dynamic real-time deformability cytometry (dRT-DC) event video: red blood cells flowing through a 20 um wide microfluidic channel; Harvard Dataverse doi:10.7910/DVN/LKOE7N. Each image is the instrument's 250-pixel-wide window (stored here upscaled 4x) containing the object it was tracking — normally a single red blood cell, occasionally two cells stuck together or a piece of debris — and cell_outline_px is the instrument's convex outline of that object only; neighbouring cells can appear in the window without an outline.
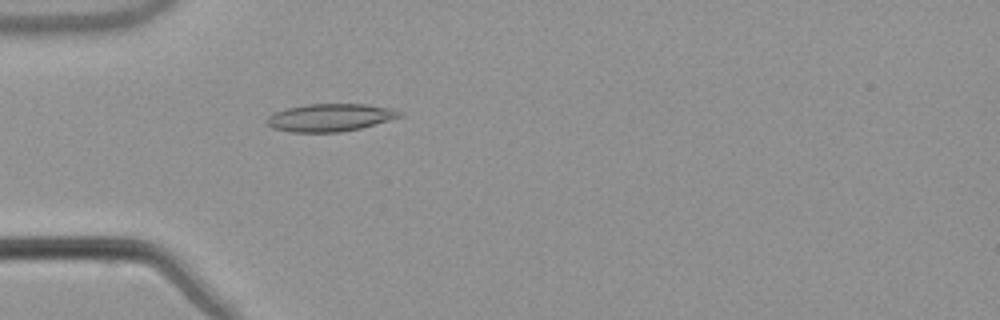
{"species": "common noctule bat (a hibernating species)", "species_latin": "Nyctalus noctula", "temperature_condition": "warm", "stored_images_in_passage": 52, "camera_frame_rate_fps": 3000, "um_per_image_px": 0.085, "animal": {"sex": "male", "body_mass_g": 21.5, "forearm_length_mm": 52.0}, "frame": {"image": 1, "passage_image": 15, "time_ms": 4.667, "image_size_px": [1000, 320], "cell_outline_px": [[400, 116], [388, 120], [360, 128], [340, 132], [292, 132], [272, 128], [268, 124], [268, 116], [272, 112], [304, 104], [364, 104], [392, 108]], "centroid_in_image_um": [27.97, 9.99], "position_along_channel_um": 57.0, "area_um2": 21.04}}
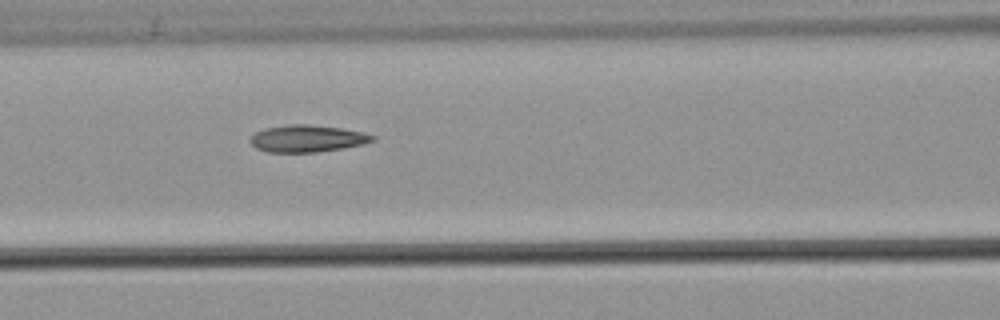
{"frame": {"image": 2, "passage_image": 22, "time_ms": 7.0, "image_size_px": [1000, 320], "cell_outline_px": [[376, 140], [364, 144], [344, 148], [316, 152], [268, 152], [256, 148], [248, 140], [256, 132], [264, 128], [288, 124], [308, 124], [340, 128], [364, 132], [376, 136]], "centroid_in_image_um": [26.13, 11.77], "position_along_channel_um": 140.5, "area_um2": 19.36}}
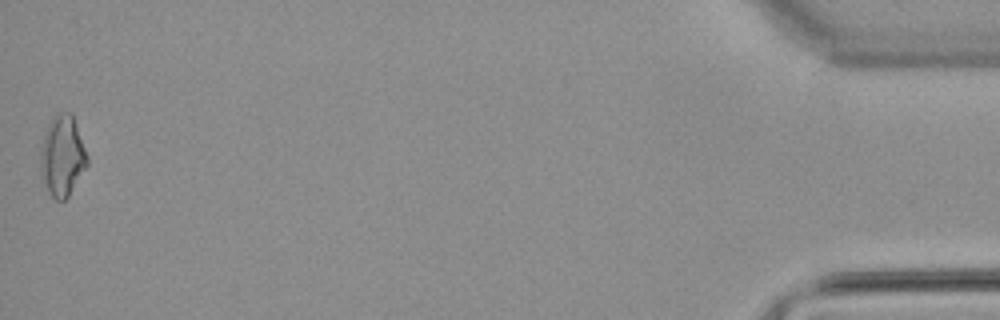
{"frame": {"image": 3, "passage_image": 52, "time_ms": 17.0, "image_size_px": [1000, 320], "cell_outline_px": [[88, 164], [68, 196], [64, 200], [56, 200], [52, 196], [40, 176], [40, 152], [44, 132], [52, 116], [56, 112], [72, 112], [88, 156]], "centroid_in_image_um": [5.29, 13.21], "position_along_channel_um": 429.9, "area_um2": 22.14}, "authors_computed_cell_mechanics": {"area_um2": 19.2763, "velocity_mm_per_s": 3.8442, "shape_relaxation_time_tau1_ms": 10.0363, "shape_relaxation_time_tau2_ms": 3.2251, "deformation_change_tau1": 0.251, "deformation_change_tau2": 0.1258}}